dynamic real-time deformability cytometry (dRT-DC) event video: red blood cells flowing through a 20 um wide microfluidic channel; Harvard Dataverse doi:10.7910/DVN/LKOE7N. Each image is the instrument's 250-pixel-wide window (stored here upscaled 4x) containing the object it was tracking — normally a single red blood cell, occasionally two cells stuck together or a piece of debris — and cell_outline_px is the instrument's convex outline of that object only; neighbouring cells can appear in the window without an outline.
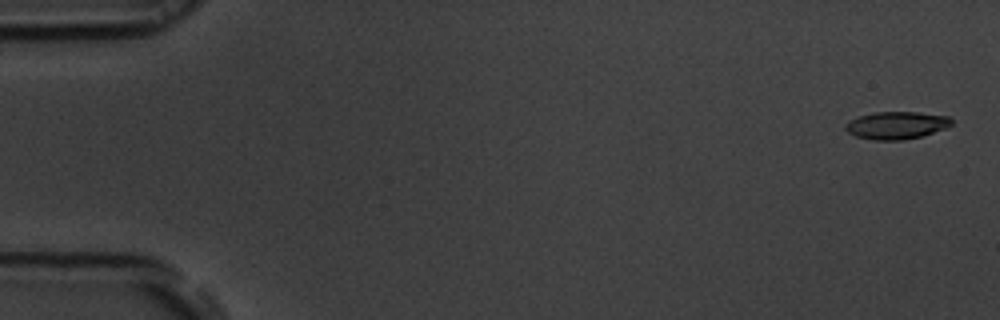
{"species": "common noctule bat (a hibernating species)", "species_latin": "Nyctalus noctula", "temperature_condition": "room temperature", "stored_images_in_passage": 54, "camera_frame_rate_fps": 3000, "um_per_image_px": 0.085, "animal": {"sex": "male", "body_mass_g": 19.5, "forearm_length_mm": 54.6}, "frame": {"image": 1, "passage_image": 2, "time_ms": 0.333, "image_size_px": [1000, 320], "cell_outline_px": [[952, 124], [944, 128], [920, 136], [904, 140], [872, 140], [856, 136], [848, 132], [844, 128], [844, 124], [860, 116], [876, 112], [920, 112], [948, 116], [952, 120]], "centroid_in_image_um": [76.18, 10.65], "position_along_channel_um": 8.8, "area_um2": 16.82}}
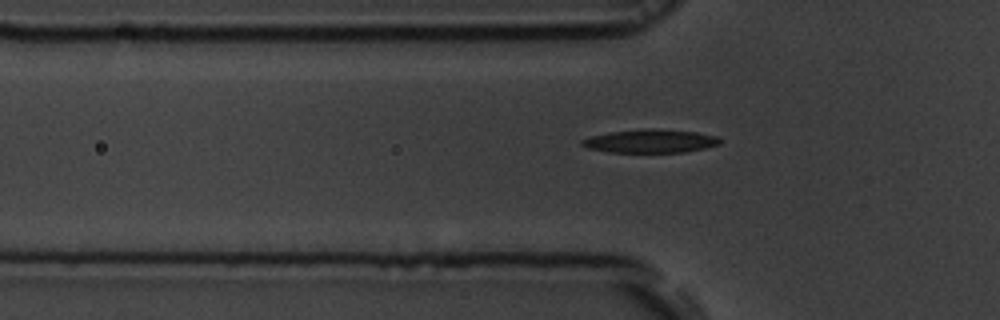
{"frame": {"image": 2, "passage_image": 18, "time_ms": 5.667, "image_size_px": [1000, 320], "cell_outline_px": [[724, 140], [720, 144], [704, 148], [684, 152], [608, 152], [588, 148], [580, 144], [580, 140], [592, 136], [612, 132], [644, 128], [652, 128], [696, 132], [716, 136]], "centroid_in_image_um": [55.3, 11.99], "position_along_channel_um": 70.5, "area_um2": 18.79}}
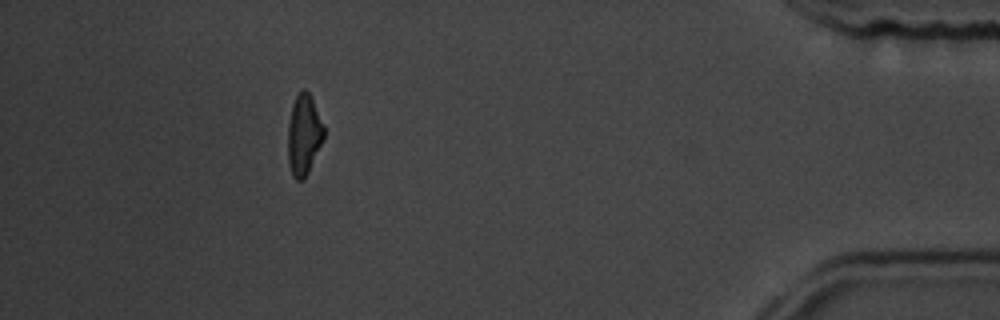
{"frame": {"image": 3, "passage_image": 49, "time_ms": 16.0, "image_size_px": [1000, 320], "cell_outline_px": [[324, 140], [308, 172], [300, 180], [296, 180], [292, 176], [288, 164], [288, 124], [292, 104], [300, 88], [304, 88], [308, 92], [312, 100], [324, 128]], "centroid_in_image_um": [25.81, 11.46], "position_along_channel_um": 409.4, "area_um2": 16.82}, "authors_computed_cell_mechanics": {"area_um2": 17.6868, "velocity_mm_per_s": 3.8121, "shape_relaxation_time_tau1_ms": 2.8396, "shape_relaxation_time_tau2_ms": 3.8405, "deformation_change_tau1": 0.1283, "deformation_change_tau2": 0.125}}